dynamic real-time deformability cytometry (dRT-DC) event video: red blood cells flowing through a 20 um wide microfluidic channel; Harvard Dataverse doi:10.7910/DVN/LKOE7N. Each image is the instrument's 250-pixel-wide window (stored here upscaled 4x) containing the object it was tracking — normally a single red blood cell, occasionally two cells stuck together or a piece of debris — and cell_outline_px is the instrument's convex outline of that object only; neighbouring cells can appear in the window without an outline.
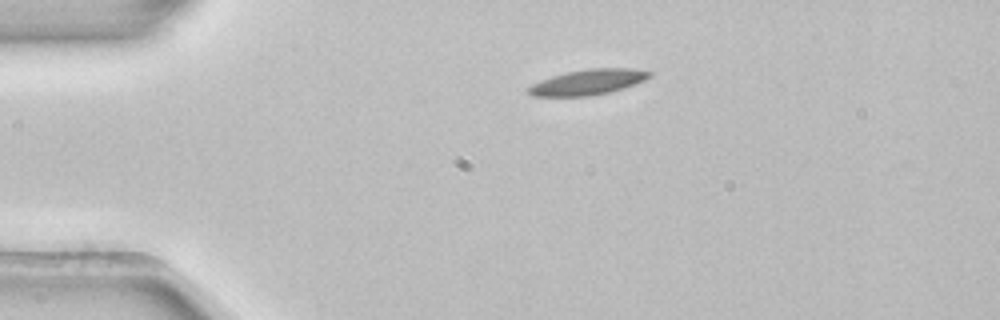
{"species": "common noctule bat (a hibernating species)", "species_latin": "Nyctalus noctula", "temperature_condition": "room temperature", "stored_images_in_passage": 1, "camera_frame_rate_fps": 3000, "um_per_image_px": 0.085, "animal": {"sex": "female", "body_mass_g": 22.7, "forearm_length_mm": 54.2}, "frame": {"image": 1, "passage_image": 1, "time_ms": 0.0, "image_size_px": [1000, 320], "cell_outline_px": [[652, 76], [644, 80], [608, 92], [588, 96], [532, 96], [524, 88], [540, 80], [552, 76], [568, 72], [588, 68], [632, 68], [652, 72]], "centroid_in_image_um": [49.92, 6.97], "position_along_channel_um": 35.1, "area_um2": 17.74}}